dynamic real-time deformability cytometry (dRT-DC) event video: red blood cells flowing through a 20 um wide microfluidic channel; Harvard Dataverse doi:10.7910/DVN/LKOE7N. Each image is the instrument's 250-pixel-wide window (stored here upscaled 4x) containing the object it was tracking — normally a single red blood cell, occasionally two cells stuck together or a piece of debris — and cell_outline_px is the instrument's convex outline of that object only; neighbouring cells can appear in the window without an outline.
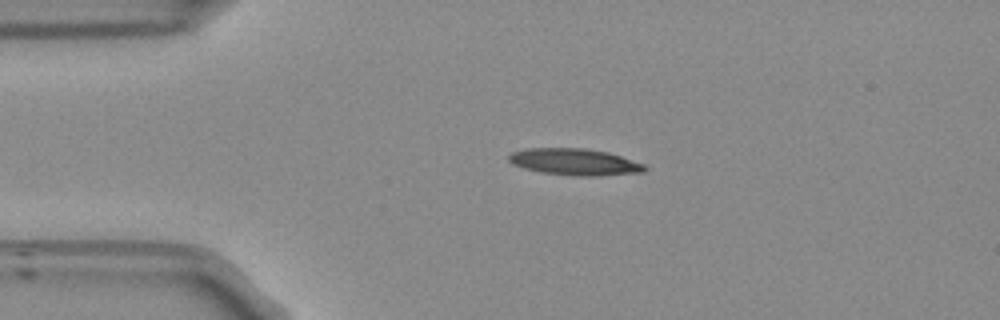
{"species": "Egyptian fruit bat (a non-hibernating species)", "species_latin": "Rousettus aegyptiacus", "temperature_condition": "room temperature", "stored_images_in_passage": 43, "camera_frame_rate_fps": 3000, "um_per_image_px": 0.085, "frame": {"image": 1, "passage_image": 1, "time_ms": 0.0, "image_size_px": [1000, 320], "cell_outline_px": [[648, 168], [644, 172], [600, 176], [576, 176], [540, 172], [524, 168], [512, 164], [508, 160], [508, 156], [512, 152], [528, 148], [584, 148], [608, 152], [644, 164]], "centroid_in_image_um": [48.85, 13.77], "position_along_channel_um": 36.2, "area_um2": 21.15}}
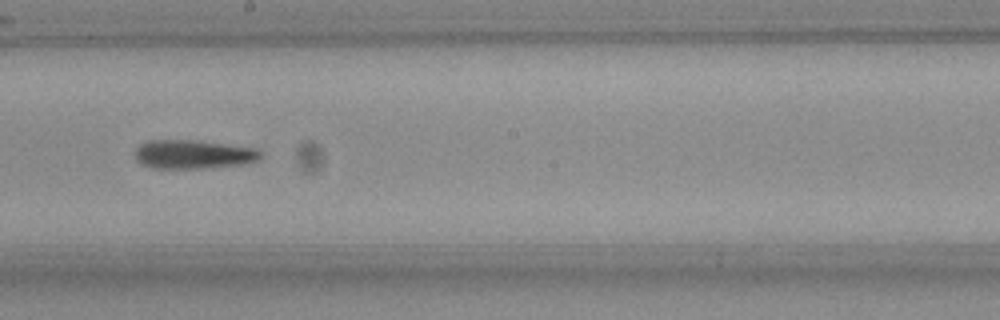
{"frame": {"image": 2, "passage_image": 19, "time_ms": 6.0, "image_size_px": [1000, 320], "cell_outline_px": [[260, 156], [256, 160], [244, 164], [204, 168], [152, 168], [140, 164], [136, 160], [136, 148], [140, 144], [148, 140], [192, 140], [256, 148], [260, 152]], "centroid_in_image_um": [16.37, 13.12], "position_along_channel_um": 231.8, "area_um2": 20.92}}
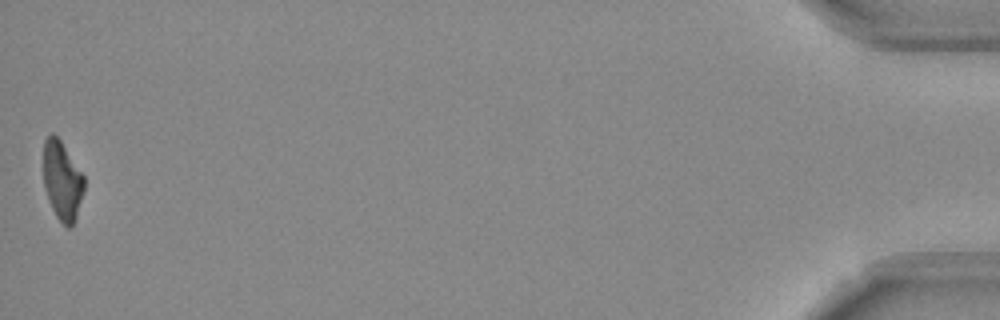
{"frame": {"image": 3, "passage_image": 43, "time_ms": 14.0, "image_size_px": [1000, 320], "cell_outline_px": [[84, 188], [76, 216], [72, 224], [68, 228], [56, 216], [48, 200], [44, 188], [44, 140], [52, 132], [60, 140], [84, 176]], "centroid_in_image_um": [5.27, 15.34], "position_along_channel_um": 429.9, "area_um2": 18.32}}